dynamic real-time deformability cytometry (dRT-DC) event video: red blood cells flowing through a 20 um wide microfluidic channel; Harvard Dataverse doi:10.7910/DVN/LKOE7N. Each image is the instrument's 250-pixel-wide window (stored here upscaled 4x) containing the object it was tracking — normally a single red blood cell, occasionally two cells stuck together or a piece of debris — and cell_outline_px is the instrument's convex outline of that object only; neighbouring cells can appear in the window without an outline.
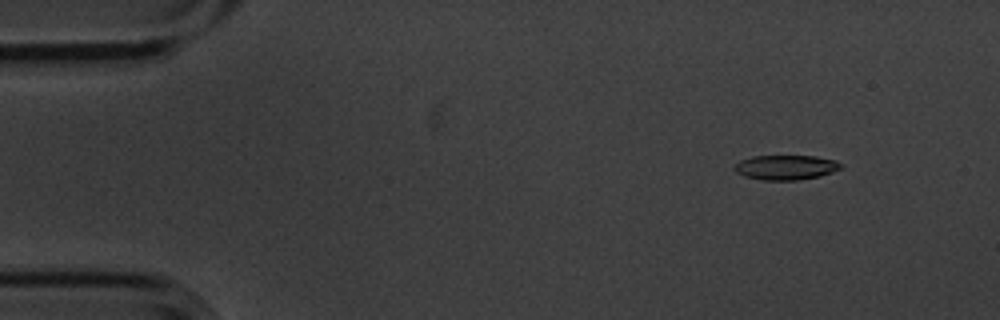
{"species": "common noctule bat (a hibernating species)", "species_latin": "Nyctalus noctula", "temperature_condition": "cold", "stored_images_in_passage": 5, "camera_frame_rate_fps": 3000, "um_per_image_px": 0.085, "animal": {"sex": "male", "body_mass_g": 20.1, "forearm_length_mm": 53.5}, "frame": {"image": 1, "passage_image": 2, "time_ms": 0.333, "image_size_px": [1000, 320], "cell_outline_px": [[840, 168], [832, 172], [820, 176], [796, 180], [760, 180], [744, 176], [736, 172], [732, 168], [740, 160], [752, 156], [816, 156], [836, 160], [840, 164]], "centroid_in_image_um": [66.75, 14.23], "position_along_channel_um": 18.2, "area_um2": 15.32}}
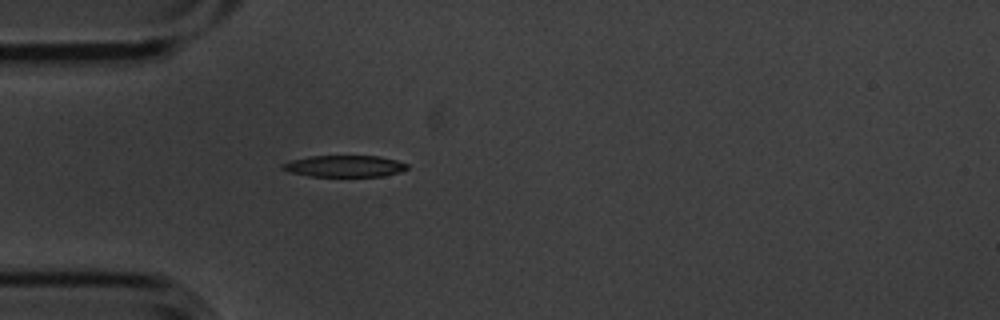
{"frame": {"image": 2, "passage_image": 5, "time_ms": 1.333, "image_size_px": [1000, 320], "cell_outline_px": [[408, 168], [400, 172], [384, 176], [308, 176], [292, 172], [280, 168], [280, 164], [288, 160], [308, 156], [380, 156], [396, 160], [408, 164]], "centroid_in_image_um": [29.25, 14.11], "position_along_channel_um": 55.7, "area_um2": 15.78}}